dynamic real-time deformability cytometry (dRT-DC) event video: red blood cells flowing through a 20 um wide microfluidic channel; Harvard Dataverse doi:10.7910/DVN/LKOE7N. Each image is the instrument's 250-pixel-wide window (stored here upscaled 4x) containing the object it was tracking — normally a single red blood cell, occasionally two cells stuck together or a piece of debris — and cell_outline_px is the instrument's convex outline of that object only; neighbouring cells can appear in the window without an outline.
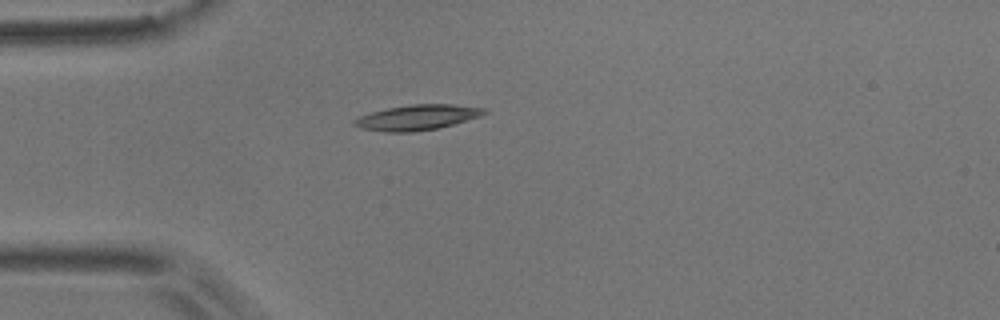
{"species": "common noctule bat (a hibernating species)", "species_latin": "Nyctalus noctula", "temperature_condition": "room temperature", "stored_images_in_passage": 2, "camera_frame_rate_fps": 3000, "um_per_image_px": 0.085, "animal": {"sex": "male", "body_mass_g": 17.9}, "frame": {"image": 1, "passage_image": 1, "time_ms": 0.0, "image_size_px": [1000, 320], "cell_outline_px": [[488, 112], [480, 116], [440, 128], [412, 132], [384, 132], [360, 128], [352, 124], [352, 120], [360, 116], [372, 112], [388, 108], [412, 104], [452, 104], [484, 108]], "centroid_in_image_um": [35.44, 9.99], "position_along_channel_um": 49.6, "area_um2": 19.13}}